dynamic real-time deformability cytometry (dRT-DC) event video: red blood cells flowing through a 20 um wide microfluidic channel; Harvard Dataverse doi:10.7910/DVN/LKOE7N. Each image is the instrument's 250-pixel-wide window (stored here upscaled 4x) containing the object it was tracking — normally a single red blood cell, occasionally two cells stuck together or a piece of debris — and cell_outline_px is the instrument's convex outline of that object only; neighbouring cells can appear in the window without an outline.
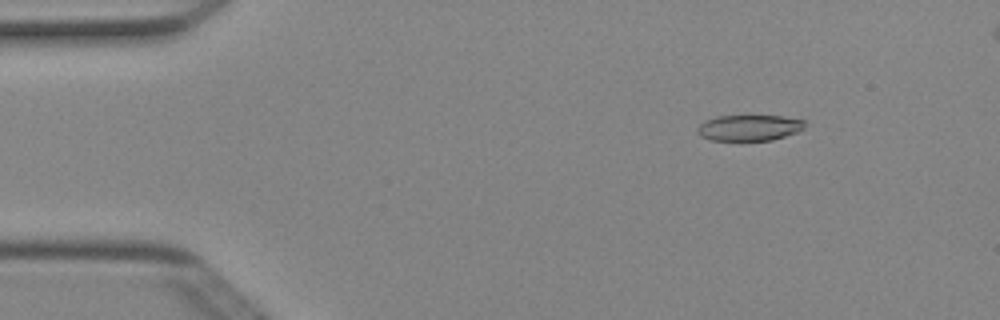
{"species": "Egyptian fruit bat (a non-hibernating species)", "species_latin": "Rousettus aegyptiacus", "temperature_condition": "cold", "stored_images_in_passage": 21, "camera_frame_rate_fps": 3000, "um_per_image_px": 0.085, "animal": {"sex": "female"}, "frame": {"image": 1, "passage_image": 7, "time_ms": 2.0, "image_size_px": [1000, 320], "cell_outline_px": [[808, 124], [804, 128], [796, 132], [772, 140], [712, 140], [700, 136], [696, 132], [696, 128], [704, 120], [716, 116], [784, 116], [804, 120]], "centroid_in_image_um": [63.67, 10.85], "position_along_channel_um": 21.3, "area_um2": 16.3}}
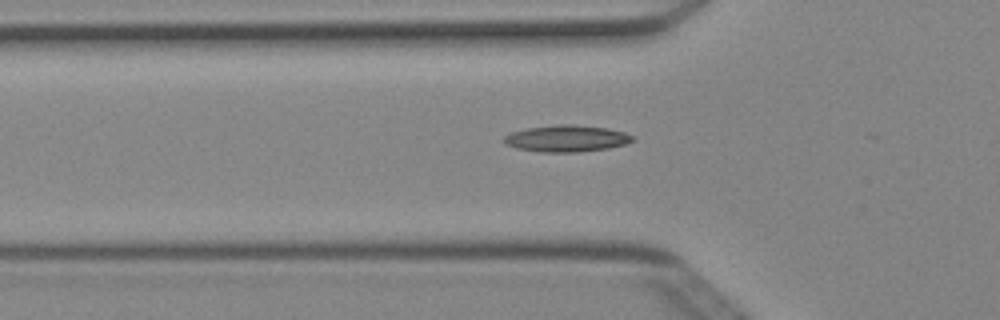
{"frame": {"image": 2, "passage_image": 17, "time_ms": 5.333, "image_size_px": [1000, 320], "cell_outline_px": [[636, 140], [624, 144], [608, 148], [580, 152], [540, 152], [516, 148], [504, 144], [500, 140], [504, 136], [512, 132], [528, 128], [560, 124], [572, 124], [608, 128], [624, 132], [636, 136]], "centroid_in_image_um": [48.16, 11.77], "position_along_channel_um": 77.6, "area_um2": 20.17}}
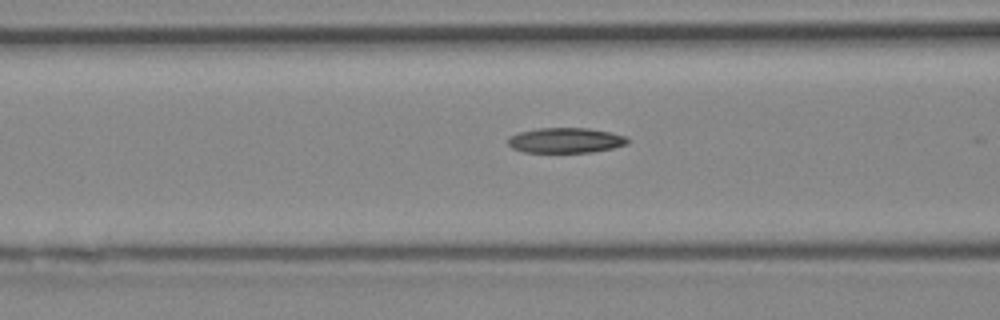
{"frame": {"image": 3, "passage_image": 20, "time_ms": 6.333, "image_size_px": [1000, 320], "cell_outline_px": [[628, 144], [612, 148], [592, 152], [524, 152], [512, 148], [508, 144], [508, 136], [520, 132], [536, 128], [588, 128], [612, 132], [624, 136], [628, 140]], "centroid_in_image_um": [48.06, 11.92], "position_along_channel_um": 118.5, "area_um2": 17.57}}